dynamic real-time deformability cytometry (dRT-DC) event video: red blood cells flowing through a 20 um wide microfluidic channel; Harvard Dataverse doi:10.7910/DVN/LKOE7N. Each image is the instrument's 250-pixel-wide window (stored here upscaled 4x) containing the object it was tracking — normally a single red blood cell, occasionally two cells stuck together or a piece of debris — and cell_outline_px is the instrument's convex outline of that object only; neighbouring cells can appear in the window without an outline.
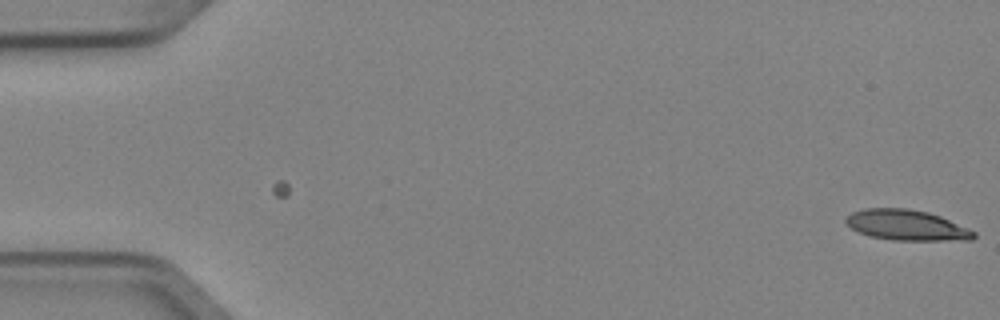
{"species": "Egyptian fruit bat (a non-hibernating species)", "species_latin": "Rousettus aegyptiacus", "temperature_condition": "cold", "stored_images_in_passage": 2, "camera_frame_rate_fps": 3000, "um_per_image_px": 0.085, "animal": {"sex": "female"}, "frame": {"image": 1, "passage_image": 2, "time_ms": 0.333, "image_size_px": [1000, 320], "cell_outline_px": [[976, 236], [972, 240], [892, 240], [872, 236], [860, 232], [852, 228], [844, 220], [844, 216], [852, 212], [864, 208], [908, 208], [928, 212], [940, 216], [968, 228], [976, 232]], "centroid_in_image_um": [77.06, 19.13], "position_along_channel_um": 7.9, "area_um2": 22.72}}